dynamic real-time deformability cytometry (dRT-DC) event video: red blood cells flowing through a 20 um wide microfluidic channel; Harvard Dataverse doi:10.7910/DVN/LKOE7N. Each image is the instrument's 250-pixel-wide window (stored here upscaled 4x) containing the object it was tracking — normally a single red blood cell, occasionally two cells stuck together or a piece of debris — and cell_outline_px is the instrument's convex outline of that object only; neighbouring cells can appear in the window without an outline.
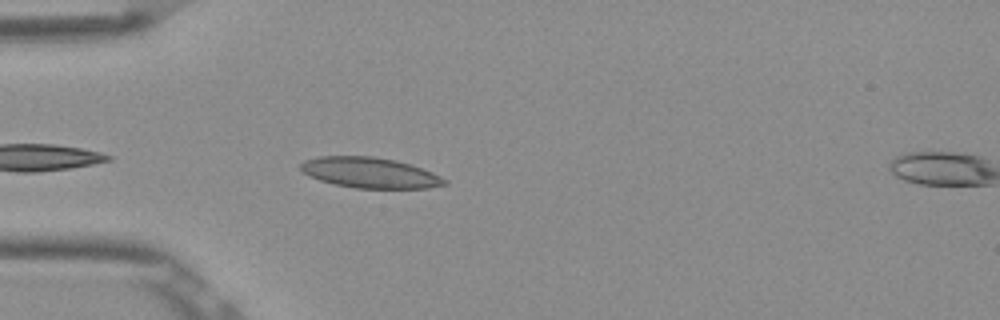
{"species": "Egyptian fruit bat (a non-hibernating species)", "species_latin": "Rousettus aegyptiacus", "temperature_condition": "room temperature", "stored_images_in_passage": 3, "camera_frame_rate_fps": 3000, "um_per_image_px": 0.085, "frame": {"image": 1, "passage_image": 2, "time_ms": 0.333, "image_size_px": [1000, 320], "cell_outline_px": [[448, 184], [428, 188], [356, 188], [332, 184], [320, 180], [304, 172], [300, 168], [300, 164], [304, 160], [320, 156], [372, 156], [396, 160], [432, 172], [448, 180]], "centroid_in_image_um": [31.45, 14.68], "position_along_channel_um": 53.6, "area_um2": 25.49}}